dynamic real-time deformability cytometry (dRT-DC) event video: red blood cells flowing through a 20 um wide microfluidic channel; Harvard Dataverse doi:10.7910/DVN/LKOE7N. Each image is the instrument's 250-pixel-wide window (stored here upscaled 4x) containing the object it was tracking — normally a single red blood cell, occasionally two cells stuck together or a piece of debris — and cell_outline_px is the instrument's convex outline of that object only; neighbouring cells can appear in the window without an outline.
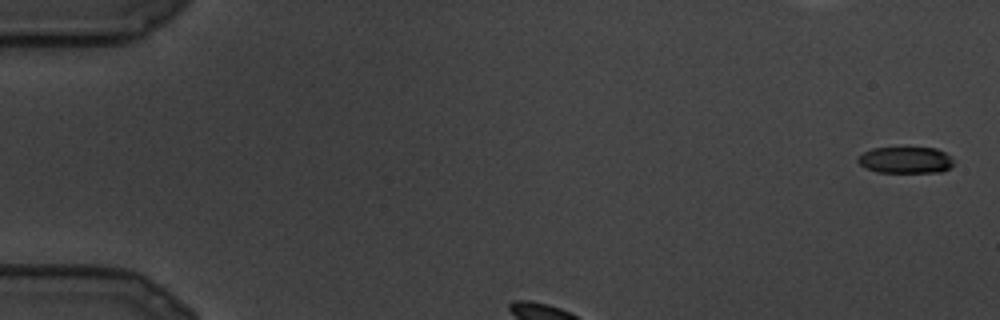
{"species": "common noctule bat (a hibernating species)", "species_latin": "Nyctalus noctula", "temperature_condition": "cold", "stored_images_in_passage": 7, "segment_of_instrument_passage": [1, 2], "camera_frame_rate_fps": 3000, "um_per_image_px": 0.085, "animal": {"sex": "male", "body_mass_g": 19.5, "forearm_length_mm": 54.6}, "frame": {"image": 1, "passage_image": 1, "time_ms": 0.0, "image_size_px": [1000, 320], "cell_outline_px": [[952, 168], [940, 172], [876, 172], [864, 168], [856, 160], [856, 156], [872, 148], [936, 148], [952, 156]], "centroid_in_image_um": [76.95, 13.61], "position_along_channel_um": 8.1, "area_um2": 14.91}}
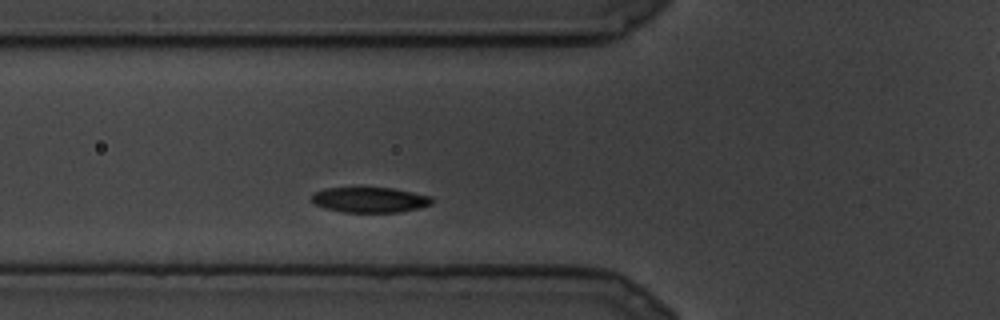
{"frame": {"image": 2, "passage_image": 6, "time_ms": 1.667, "image_size_px": [1000, 320], "cell_outline_px": [[432, 204], [400, 212], [344, 212], [324, 208], [316, 204], [312, 200], [312, 192], [324, 188], [392, 188], [432, 196]], "centroid_in_image_um": [31.41, 16.98], "position_along_channel_um": 94.4, "area_um2": 17.63}}